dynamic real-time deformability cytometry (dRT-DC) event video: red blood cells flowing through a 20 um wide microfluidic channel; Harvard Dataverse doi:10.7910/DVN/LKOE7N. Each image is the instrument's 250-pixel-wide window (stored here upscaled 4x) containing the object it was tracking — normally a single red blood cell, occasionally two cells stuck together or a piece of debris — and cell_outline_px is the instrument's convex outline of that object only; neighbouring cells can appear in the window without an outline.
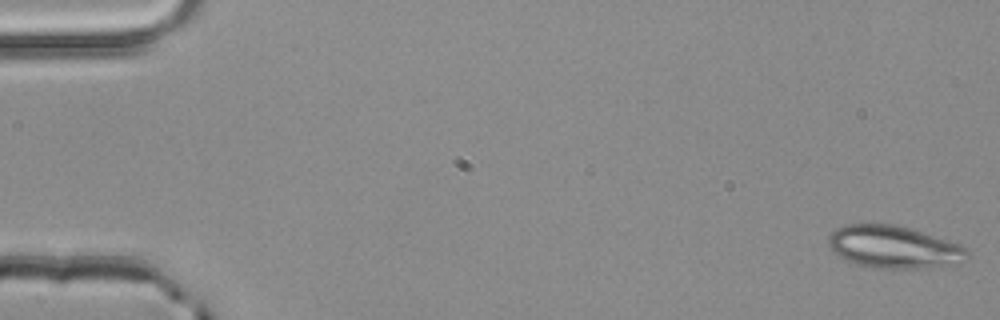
{"species": "common noctule bat (a hibernating species)", "species_latin": "Nyctalus noctula", "temperature_condition": "room temperature", "stored_images_in_passage": 17, "camera_frame_rate_fps": 3000, "um_per_image_px": 0.085, "animal": {"sex": "male", "body_mass_g": 20.4}, "frame": {"image": 1, "passage_image": 1, "time_ms": 0.0, "image_size_px": [1000, 320], "cell_outline_px": [[968, 256], [948, 264], [928, 268], [872, 268], [852, 264], [840, 256], [828, 244], [828, 236], [836, 228], [848, 224], [892, 224], [908, 228], [960, 244], [968, 248]], "centroid_in_image_um": [75.91, 21.0], "position_along_channel_um": 9.1, "area_um2": 33.87}}